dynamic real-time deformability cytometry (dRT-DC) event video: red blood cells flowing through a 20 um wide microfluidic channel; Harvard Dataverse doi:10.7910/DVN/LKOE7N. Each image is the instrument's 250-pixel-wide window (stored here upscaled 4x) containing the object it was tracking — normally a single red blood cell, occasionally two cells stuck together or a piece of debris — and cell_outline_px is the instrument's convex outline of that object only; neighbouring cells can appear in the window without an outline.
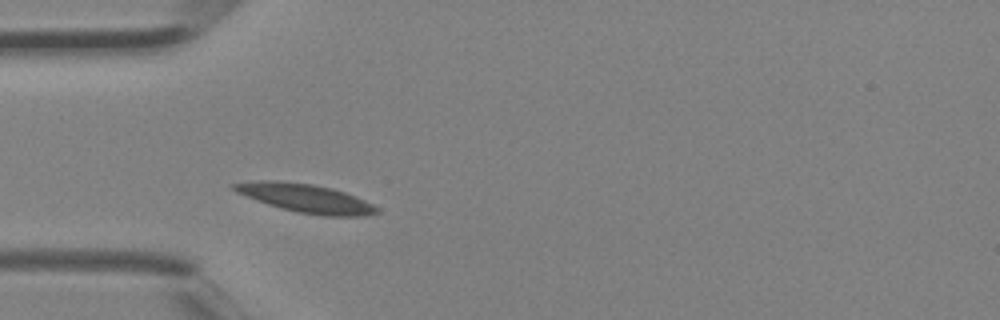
{"species": "Egyptian fruit bat (a non-hibernating species)", "species_latin": "Rousettus aegyptiacus", "temperature_condition": "room temperature", "stored_images_in_passage": 1, "camera_frame_rate_fps": 3000, "um_per_image_px": 0.085, "animal": {"sex": "female"}, "frame": {"image": 1, "passage_image": 1, "time_ms": 0.0, "image_size_px": [1000, 320], "cell_outline_px": [[380, 212], [364, 216], [324, 216], [296, 212], [280, 208], [256, 200], [236, 192], [232, 188], [232, 184], [260, 180], [276, 180], [312, 184], [332, 188], [356, 196], [380, 208]], "centroid_in_image_um": [26.01, 16.85], "position_along_channel_um": 59.0, "area_um2": 23.76}}